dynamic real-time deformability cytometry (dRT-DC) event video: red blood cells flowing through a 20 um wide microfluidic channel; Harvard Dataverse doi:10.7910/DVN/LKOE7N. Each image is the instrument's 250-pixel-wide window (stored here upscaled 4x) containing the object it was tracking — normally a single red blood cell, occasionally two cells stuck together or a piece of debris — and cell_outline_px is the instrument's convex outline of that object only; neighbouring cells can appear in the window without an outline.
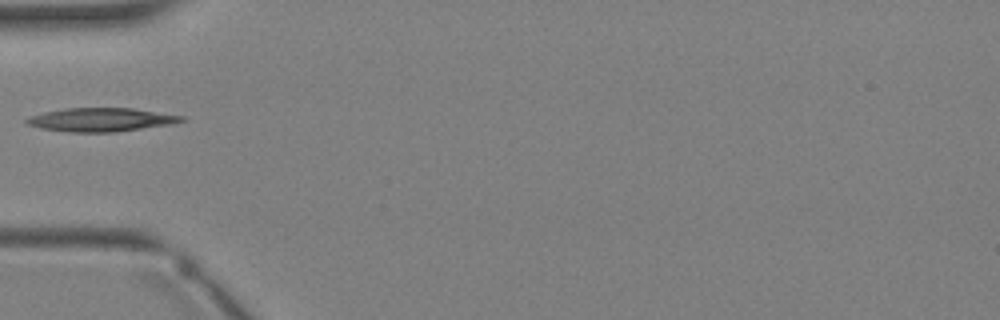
{"species": "Egyptian fruit bat (a non-hibernating species)", "species_latin": "Rousettus aegyptiacus", "temperature_condition": "warm", "stored_images_in_passage": 2, "camera_frame_rate_fps": 3000, "um_per_image_px": 0.085, "animal": {"sex": "female"}, "frame": {"image": 1, "passage_image": 2, "time_ms": 1.333, "image_size_px": [1000, 320], "cell_outline_px": [[184, 120], [172, 124], [116, 132], [68, 132], [40, 128], [24, 124], [24, 120], [32, 116], [44, 112], [64, 108], [132, 108], [184, 116]], "centroid_in_image_um": [8.55, 10.18], "position_along_channel_um": 76.4, "area_um2": 21.27}}